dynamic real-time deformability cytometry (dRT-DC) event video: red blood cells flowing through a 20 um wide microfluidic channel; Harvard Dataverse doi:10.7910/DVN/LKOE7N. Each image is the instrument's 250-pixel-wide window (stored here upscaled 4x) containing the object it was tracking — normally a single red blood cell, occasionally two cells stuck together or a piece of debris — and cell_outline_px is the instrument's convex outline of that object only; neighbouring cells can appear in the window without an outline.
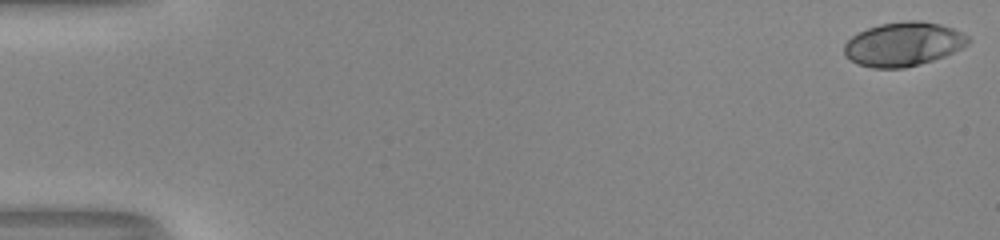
{"species": "human", "species_latin": "Homo sapiens", "temperature_condition": "room temperature", "stored_images_in_passage": 53, "camera_frame_rate_fps": 3000, "um_per_image_px": 0.085, "donor": {"sex": "male"}, "frame": {"image": 1, "passage_image": 1, "time_ms": 0.0, "image_size_px": [1000, 240], "cell_outline_px": [[968, 44], [944, 56], [932, 60], [904, 68], [872, 68], [860, 64], [844, 56], [844, 44], [852, 36], [868, 28], [880, 24], [908, 20], [920, 20], [940, 24], [952, 28], [968, 36]], "centroid_in_image_um": [76.76, 3.74], "position_along_channel_um": 8.2, "area_um2": 31.44}}
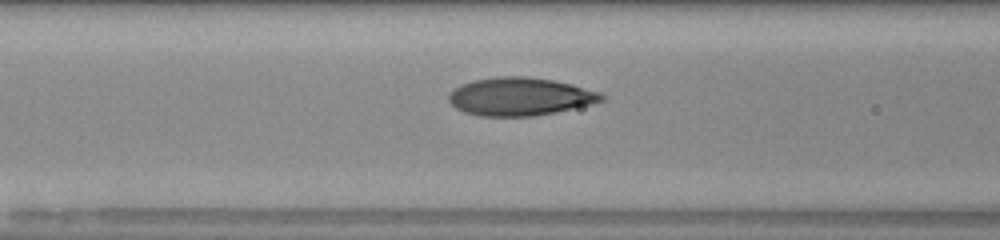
{"frame": {"image": 2, "passage_image": 23, "time_ms": 7.333, "image_size_px": [1000, 240], "cell_outline_px": [[604, 100], [592, 104], [556, 112], [536, 116], [480, 116], [464, 112], [456, 108], [448, 100], [448, 92], [460, 84], [472, 80], [496, 76], [528, 76], [552, 80], [572, 84], [600, 92], [604, 96]], "centroid_in_image_um": [44.17, 8.2], "position_along_channel_um": 122.4, "area_um2": 34.16}}
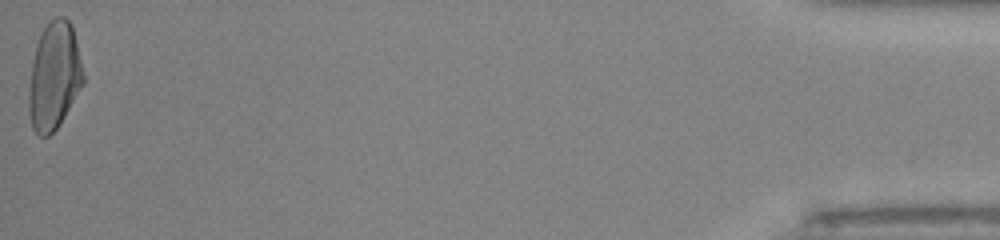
{"frame": {"image": 3, "passage_image": 53, "time_ms": 17.333, "image_size_px": [1000, 240], "cell_outline_px": [[84, 84], [60, 124], [48, 136], [40, 136], [32, 128], [28, 108], [28, 92], [32, 60], [36, 44], [44, 28], [56, 16], [64, 16], [72, 24], [84, 72]], "centroid_in_image_um": [4.61, 6.48], "position_along_channel_um": 430.6, "area_um2": 34.28}, "authors_computed_cell_mechanics": {"area_um2": 32.7148, "velocity_mm_per_s": 4.0578, "shape_relaxation_time_tau1_ms": 4.6359, "shape_relaxation_time_tau2_ms": 0.7251, "deformation_change_tau1": 0.2078, "deformation_change_tau2": 0.0604}}